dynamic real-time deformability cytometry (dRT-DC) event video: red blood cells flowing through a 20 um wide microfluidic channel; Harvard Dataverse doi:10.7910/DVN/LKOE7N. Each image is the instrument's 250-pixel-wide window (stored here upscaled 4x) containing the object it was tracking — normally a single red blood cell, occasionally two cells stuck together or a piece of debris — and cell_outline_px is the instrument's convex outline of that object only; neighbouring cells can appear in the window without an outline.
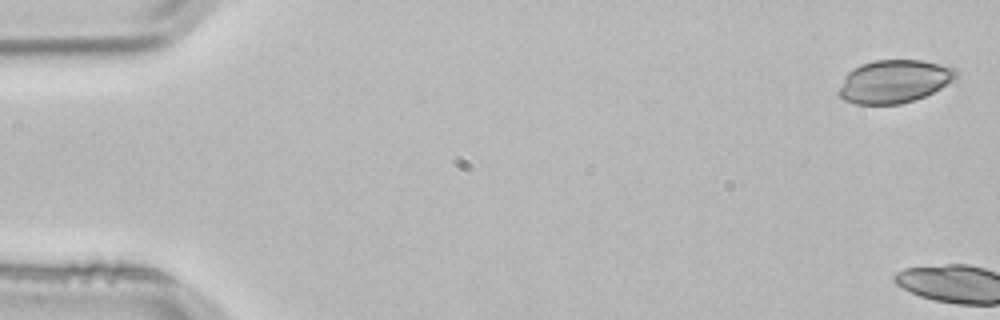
{"species": "common noctule bat (a hibernating species)", "species_latin": "Nyctalus noctula", "temperature_condition": "room temperature", "stored_images_in_passage": 4, "camera_frame_rate_fps": 3000, "um_per_image_px": 0.085, "animal": {"sex": "male", "body_mass_g": 21.5, "forearm_length_mm": 52.0}, "frame": {"image": 1, "passage_image": 4, "time_ms": 1.0, "image_size_px": [1000, 320], "cell_outline_px": [[960, 72], [956, 76], [940, 88], [916, 100], [900, 104], [856, 104], [844, 100], [836, 92], [844, 76], [852, 68], [860, 64], [872, 60], [924, 60], [956, 68]], "centroid_in_image_um": [75.96, 6.91], "position_along_channel_um": 9.0, "area_um2": 29.59}}